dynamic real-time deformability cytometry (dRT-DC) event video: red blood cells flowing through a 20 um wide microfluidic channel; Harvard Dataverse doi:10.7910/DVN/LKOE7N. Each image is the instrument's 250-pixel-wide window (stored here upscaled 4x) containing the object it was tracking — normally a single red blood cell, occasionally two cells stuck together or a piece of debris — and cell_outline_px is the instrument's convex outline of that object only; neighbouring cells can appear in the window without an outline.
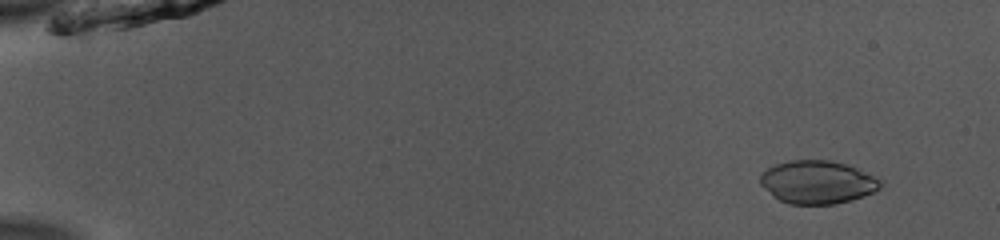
{"species": "common noctule bat (a hibernating species)", "species_latin": "Nyctalus noctula", "temperature_condition": "room temperature", "stored_images_in_passage": 51, "camera_frame_rate_fps": 3000, "um_per_image_px": 0.085, "animal": {"sex": "male", "body_mass_g": 13.0, "forearm_length_mm": 53.1}, "frame": {"image": 1, "passage_image": 4, "time_ms": 1.0, "image_size_px": [1000, 240], "cell_outline_px": [[884, 180], [880, 188], [872, 192], [852, 200], [836, 204], [788, 204], [772, 196], [760, 184], [760, 176], [768, 168], [776, 164], [792, 160], [828, 160], [844, 164], [856, 168]], "centroid_in_image_um": [69.49, 15.49], "position_along_channel_um": 15.5, "area_um2": 30.11}}